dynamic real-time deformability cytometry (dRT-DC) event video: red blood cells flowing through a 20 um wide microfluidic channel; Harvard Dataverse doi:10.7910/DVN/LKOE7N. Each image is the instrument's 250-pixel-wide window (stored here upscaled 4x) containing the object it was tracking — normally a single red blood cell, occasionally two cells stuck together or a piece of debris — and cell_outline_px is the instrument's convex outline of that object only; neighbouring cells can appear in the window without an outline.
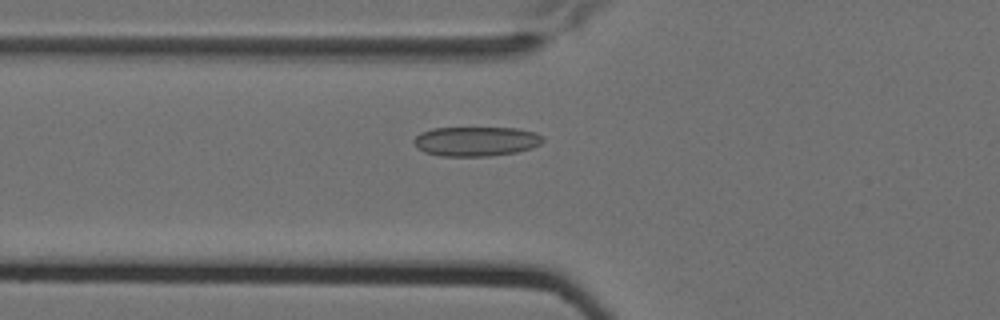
{"species": "Egyptian fruit bat (a non-hibernating species)", "species_latin": "Rousettus aegyptiacus", "temperature_condition": "cold", "stored_images_in_passage": 6, "camera_frame_rate_fps": 3000, "um_per_image_px": 0.085, "animal": {"sex": "female"}, "frame": {"image": 1, "passage_image": 6, "time_ms": 1.667, "image_size_px": [1000, 320], "cell_outline_px": [[544, 140], [540, 144], [532, 148], [516, 152], [488, 156], [440, 156], [424, 152], [416, 148], [412, 140], [420, 132], [432, 128], [516, 128], [536, 132], [544, 136]], "centroid_in_image_um": [40.45, 12.01], "position_along_channel_um": 85.4, "area_um2": 22.43}}